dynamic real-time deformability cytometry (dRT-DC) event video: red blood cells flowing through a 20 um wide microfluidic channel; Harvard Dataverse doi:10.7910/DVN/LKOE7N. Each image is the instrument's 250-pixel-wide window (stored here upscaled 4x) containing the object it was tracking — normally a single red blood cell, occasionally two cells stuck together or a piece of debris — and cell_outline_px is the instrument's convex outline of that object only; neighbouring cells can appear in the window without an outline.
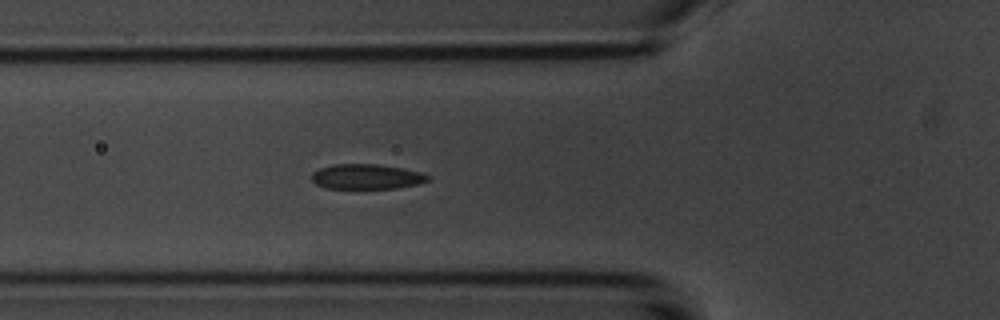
{"species": "common noctule bat (a hibernating species)", "species_latin": "Nyctalus noctula", "temperature_condition": "room temperature", "stored_images_in_passage": 5, "camera_frame_rate_fps": 3000, "um_per_image_px": 0.085, "animal": {"sex": "male", "body_mass_g": 20.1, "forearm_length_mm": 53.5}, "frame": {"image": 1, "passage_image": 5, "time_ms": 4.667, "image_size_px": [1000, 320], "cell_outline_px": [[428, 180], [416, 184], [396, 188], [328, 188], [316, 184], [312, 180], [312, 172], [320, 168], [332, 164], [376, 164], [400, 168], [420, 172], [428, 176]], "centroid_in_image_um": [31.1, 15.01], "position_along_channel_um": 94.7, "area_um2": 16.65}}